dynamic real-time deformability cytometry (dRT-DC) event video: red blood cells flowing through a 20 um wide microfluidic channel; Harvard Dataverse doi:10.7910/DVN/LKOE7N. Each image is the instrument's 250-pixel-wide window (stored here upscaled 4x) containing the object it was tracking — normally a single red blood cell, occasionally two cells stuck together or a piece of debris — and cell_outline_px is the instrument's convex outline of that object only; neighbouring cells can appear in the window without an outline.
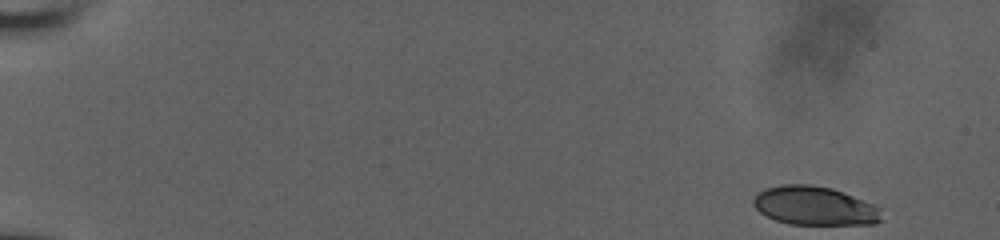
{"species": "human", "species_latin": "Homo sapiens", "temperature_condition": "room temperature", "stored_images_in_passage": 53, "camera_frame_rate_fps": 3000, "um_per_image_px": 0.085, "donor": {"sex": "male"}, "frame": {"image": 1, "passage_image": 1, "time_ms": 0.0, "image_size_px": [1000, 240], "cell_outline_px": [[884, 220], [876, 224], [788, 224], [776, 220], [760, 212], [752, 204], [752, 200], [756, 192], [764, 188], [784, 184], [812, 184], [832, 188], [844, 192], [876, 204], [880, 208]], "centroid_in_image_um": [69.27, 17.48], "position_along_channel_um": 15.7, "area_um2": 29.48}}
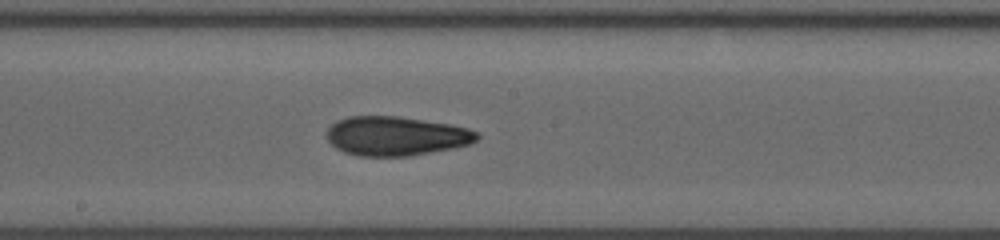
{"frame": {"image": 2, "passage_image": 30, "time_ms": 9.667, "image_size_px": [1000, 240], "cell_outline_px": [[480, 136], [476, 140], [468, 144], [456, 148], [408, 156], [360, 156], [344, 152], [336, 148], [328, 140], [328, 128], [336, 120], [348, 116], [400, 116], [452, 124], [468, 128], [480, 132]], "centroid_in_image_um": [33.7, 11.55], "position_along_channel_um": 214.5, "area_um2": 34.56}}
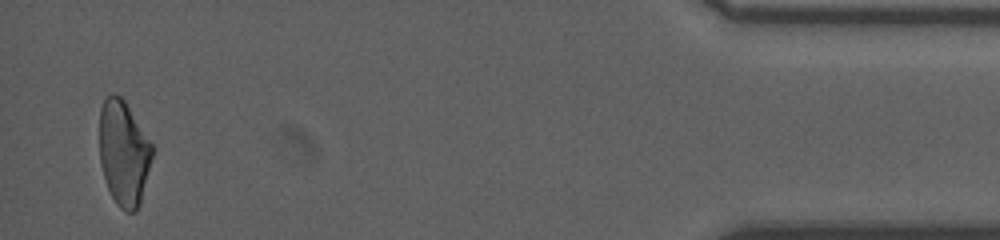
{"frame": {"image": 3, "passage_image": 52, "time_ms": 17.0, "image_size_px": [1000, 240], "cell_outline_px": [[156, 148], [140, 204], [136, 212], [128, 212], [120, 208], [116, 204], [108, 188], [100, 164], [100, 108], [104, 96], [112, 92], [120, 96], [124, 100]], "centroid_in_image_um": [10.54, 12.99], "position_along_channel_um": 424.7, "area_um2": 32.89}, "authors_computed_cell_mechanics": {"area_um2": 33.1194, "velocity_mm_per_s": 3.8435, "shape_relaxation_time_tau1_ms": 5.5685, "shape_relaxation_time_tau2_ms": 2.3772, "deformation_change_tau1": 0.1748, "deformation_change_tau2": 0.0945}}